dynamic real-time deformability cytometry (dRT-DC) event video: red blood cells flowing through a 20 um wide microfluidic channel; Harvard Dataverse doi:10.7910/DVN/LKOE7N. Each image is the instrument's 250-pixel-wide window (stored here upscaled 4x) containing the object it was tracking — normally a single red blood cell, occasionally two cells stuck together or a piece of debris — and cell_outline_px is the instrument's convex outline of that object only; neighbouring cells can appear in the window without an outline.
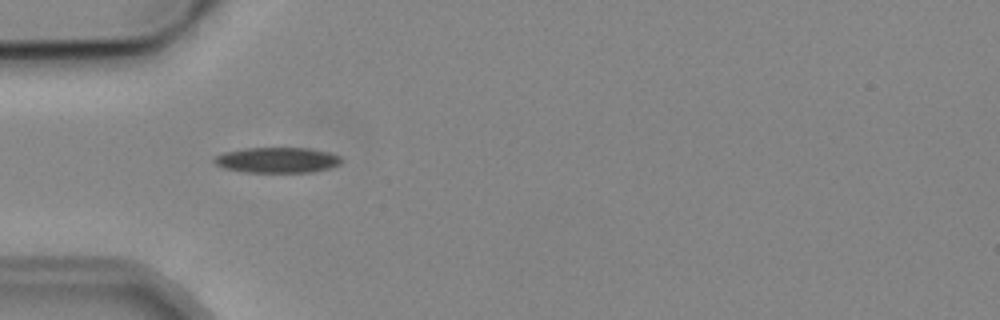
{"species": "common noctule bat (a hibernating species)", "species_latin": "Nyctalus noctula", "temperature_condition": "cold", "stored_images_in_passage": 4, "camera_frame_rate_fps": 3000, "um_per_image_px": 0.085, "animal": {"sex": "male", "body_mass_g": 19.2, "forearm_length_mm": 51.8}, "frame": {"image": 1, "passage_image": 3, "time_ms": 2.333, "image_size_px": [1000, 320], "cell_outline_px": [[340, 164], [328, 168], [312, 172], [244, 172], [224, 168], [216, 164], [212, 160], [216, 156], [224, 152], [244, 148], [308, 148], [328, 152], [340, 156]], "centroid_in_image_um": [23.53, 13.6], "position_along_channel_um": 61.5, "area_um2": 18.79}}